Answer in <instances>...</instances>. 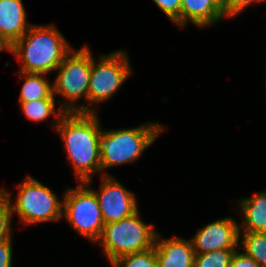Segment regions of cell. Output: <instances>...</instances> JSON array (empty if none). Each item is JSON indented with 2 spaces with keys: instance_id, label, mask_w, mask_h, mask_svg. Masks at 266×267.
Masks as SVG:
<instances>
[{
  "instance_id": "1",
  "label": "cell",
  "mask_w": 266,
  "mask_h": 267,
  "mask_svg": "<svg viewBox=\"0 0 266 267\" xmlns=\"http://www.w3.org/2000/svg\"><path fill=\"white\" fill-rule=\"evenodd\" d=\"M97 112H65L51 123L63 141L69 164L79 183H85L101 172L98 139L101 134Z\"/></svg>"
},
{
  "instance_id": "2",
  "label": "cell",
  "mask_w": 266,
  "mask_h": 267,
  "mask_svg": "<svg viewBox=\"0 0 266 267\" xmlns=\"http://www.w3.org/2000/svg\"><path fill=\"white\" fill-rule=\"evenodd\" d=\"M69 44L55 25L33 24L10 52L20 61V71L47 75L56 71L72 50Z\"/></svg>"
},
{
  "instance_id": "3",
  "label": "cell",
  "mask_w": 266,
  "mask_h": 267,
  "mask_svg": "<svg viewBox=\"0 0 266 267\" xmlns=\"http://www.w3.org/2000/svg\"><path fill=\"white\" fill-rule=\"evenodd\" d=\"M163 131V125L151 122L128 129L102 130L98 139L101 172L136 162Z\"/></svg>"
},
{
  "instance_id": "4",
  "label": "cell",
  "mask_w": 266,
  "mask_h": 267,
  "mask_svg": "<svg viewBox=\"0 0 266 267\" xmlns=\"http://www.w3.org/2000/svg\"><path fill=\"white\" fill-rule=\"evenodd\" d=\"M18 195L12 204L10 192L4 187L0 192L7 198L12 214L17 213L19 221L26 226L40 222L58 221L62 217L63 200L47 186L43 185L33 176H27L23 182L16 186Z\"/></svg>"
},
{
  "instance_id": "5",
  "label": "cell",
  "mask_w": 266,
  "mask_h": 267,
  "mask_svg": "<svg viewBox=\"0 0 266 267\" xmlns=\"http://www.w3.org/2000/svg\"><path fill=\"white\" fill-rule=\"evenodd\" d=\"M154 225L140 219L139 210L117 222L104 224L100 238L96 241L109 262L131 253L142 252L154 247L157 232Z\"/></svg>"
},
{
  "instance_id": "6",
  "label": "cell",
  "mask_w": 266,
  "mask_h": 267,
  "mask_svg": "<svg viewBox=\"0 0 266 267\" xmlns=\"http://www.w3.org/2000/svg\"><path fill=\"white\" fill-rule=\"evenodd\" d=\"M132 74L130 61L126 51H114L101 55L96 62L91 52V73L87 106L82 103L78 112H97L89 106L102 103L111 98Z\"/></svg>"
},
{
  "instance_id": "7",
  "label": "cell",
  "mask_w": 266,
  "mask_h": 267,
  "mask_svg": "<svg viewBox=\"0 0 266 267\" xmlns=\"http://www.w3.org/2000/svg\"><path fill=\"white\" fill-rule=\"evenodd\" d=\"M58 73L54 79L53 95H60L66 99L60 108L65 112H78L74 103L85 98L87 102L89 79L91 73V51L86 45L77 51L71 50L58 66Z\"/></svg>"
},
{
  "instance_id": "8",
  "label": "cell",
  "mask_w": 266,
  "mask_h": 267,
  "mask_svg": "<svg viewBox=\"0 0 266 267\" xmlns=\"http://www.w3.org/2000/svg\"><path fill=\"white\" fill-rule=\"evenodd\" d=\"M92 181L78 183L77 187L67 188L63 194L62 217L77 233L93 244L100 238L104 221L95 193L90 189Z\"/></svg>"
},
{
  "instance_id": "9",
  "label": "cell",
  "mask_w": 266,
  "mask_h": 267,
  "mask_svg": "<svg viewBox=\"0 0 266 267\" xmlns=\"http://www.w3.org/2000/svg\"><path fill=\"white\" fill-rule=\"evenodd\" d=\"M99 191L90 188L96 195L104 224L117 222L139 210L134 193L126 189L107 172L101 174Z\"/></svg>"
},
{
  "instance_id": "10",
  "label": "cell",
  "mask_w": 266,
  "mask_h": 267,
  "mask_svg": "<svg viewBox=\"0 0 266 267\" xmlns=\"http://www.w3.org/2000/svg\"><path fill=\"white\" fill-rule=\"evenodd\" d=\"M239 225L235 219L225 217L215 220L199 229L191 238L195 254H203L219 249H237L239 245Z\"/></svg>"
},
{
  "instance_id": "11",
  "label": "cell",
  "mask_w": 266,
  "mask_h": 267,
  "mask_svg": "<svg viewBox=\"0 0 266 267\" xmlns=\"http://www.w3.org/2000/svg\"><path fill=\"white\" fill-rule=\"evenodd\" d=\"M158 267H193L194 250L191 240L173 237L161 239L157 233L154 243Z\"/></svg>"
},
{
  "instance_id": "12",
  "label": "cell",
  "mask_w": 266,
  "mask_h": 267,
  "mask_svg": "<svg viewBox=\"0 0 266 267\" xmlns=\"http://www.w3.org/2000/svg\"><path fill=\"white\" fill-rule=\"evenodd\" d=\"M32 26L22 0H0V37L11 47Z\"/></svg>"
},
{
  "instance_id": "13",
  "label": "cell",
  "mask_w": 266,
  "mask_h": 267,
  "mask_svg": "<svg viewBox=\"0 0 266 267\" xmlns=\"http://www.w3.org/2000/svg\"><path fill=\"white\" fill-rule=\"evenodd\" d=\"M225 17L213 0H181L180 27L189 21L198 27H209Z\"/></svg>"
},
{
  "instance_id": "14",
  "label": "cell",
  "mask_w": 266,
  "mask_h": 267,
  "mask_svg": "<svg viewBox=\"0 0 266 267\" xmlns=\"http://www.w3.org/2000/svg\"><path fill=\"white\" fill-rule=\"evenodd\" d=\"M237 202L243 216L239 231L266 233V190Z\"/></svg>"
},
{
  "instance_id": "15",
  "label": "cell",
  "mask_w": 266,
  "mask_h": 267,
  "mask_svg": "<svg viewBox=\"0 0 266 267\" xmlns=\"http://www.w3.org/2000/svg\"><path fill=\"white\" fill-rule=\"evenodd\" d=\"M17 74L25 79L19 101L55 98L53 95V85L49 83L46 74L26 73L22 71Z\"/></svg>"
},
{
  "instance_id": "16",
  "label": "cell",
  "mask_w": 266,
  "mask_h": 267,
  "mask_svg": "<svg viewBox=\"0 0 266 267\" xmlns=\"http://www.w3.org/2000/svg\"><path fill=\"white\" fill-rule=\"evenodd\" d=\"M55 99L56 98H45L19 102L24 115L29 120L34 122H43L52 114L56 117L57 120H60L62 115L65 113V111H63L60 107L56 111L55 101H60Z\"/></svg>"
},
{
  "instance_id": "17",
  "label": "cell",
  "mask_w": 266,
  "mask_h": 267,
  "mask_svg": "<svg viewBox=\"0 0 266 267\" xmlns=\"http://www.w3.org/2000/svg\"><path fill=\"white\" fill-rule=\"evenodd\" d=\"M241 235L239 244L243 246L244 253L253 258L260 267H266V233L239 231V237Z\"/></svg>"
},
{
  "instance_id": "18",
  "label": "cell",
  "mask_w": 266,
  "mask_h": 267,
  "mask_svg": "<svg viewBox=\"0 0 266 267\" xmlns=\"http://www.w3.org/2000/svg\"><path fill=\"white\" fill-rule=\"evenodd\" d=\"M112 267H158L156 250H149L126 254L110 262Z\"/></svg>"
},
{
  "instance_id": "19",
  "label": "cell",
  "mask_w": 266,
  "mask_h": 267,
  "mask_svg": "<svg viewBox=\"0 0 266 267\" xmlns=\"http://www.w3.org/2000/svg\"><path fill=\"white\" fill-rule=\"evenodd\" d=\"M237 249H219L203 254H195L193 267H230Z\"/></svg>"
},
{
  "instance_id": "20",
  "label": "cell",
  "mask_w": 266,
  "mask_h": 267,
  "mask_svg": "<svg viewBox=\"0 0 266 267\" xmlns=\"http://www.w3.org/2000/svg\"><path fill=\"white\" fill-rule=\"evenodd\" d=\"M12 215L7 198L0 192V241L12 237Z\"/></svg>"
},
{
  "instance_id": "21",
  "label": "cell",
  "mask_w": 266,
  "mask_h": 267,
  "mask_svg": "<svg viewBox=\"0 0 266 267\" xmlns=\"http://www.w3.org/2000/svg\"><path fill=\"white\" fill-rule=\"evenodd\" d=\"M172 22L180 27L181 0H153Z\"/></svg>"
},
{
  "instance_id": "22",
  "label": "cell",
  "mask_w": 266,
  "mask_h": 267,
  "mask_svg": "<svg viewBox=\"0 0 266 267\" xmlns=\"http://www.w3.org/2000/svg\"><path fill=\"white\" fill-rule=\"evenodd\" d=\"M12 237L0 241V267H12Z\"/></svg>"
},
{
  "instance_id": "23",
  "label": "cell",
  "mask_w": 266,
  "mask_h": 267,
  "mask_svg": "<svg viewBox=\"0 0 266 267\" xmlns=\"http://www.w3.org/2000/svg\"><path fill=\"white\" fill-rule=\"evenodd\" d=\"M255 2H265V0H231V5L223 13L225 17L239 15L243 9L248 8Z\"/></svg>"
},
{
  "instance_id": "24",
  "label": "cell",
  "mask_w": 266,
  "mask_h": 267,
  "mask_svg": "<svg viewBox=\"0 0 266 267\" xmlns=\"http://www.w3.org/2000/svg\"><path fill=\"white\" fill-rule=\"evenodd\" d=\"M230 267H260V265L253 258L237 249L232 257Z\"/></svg>"
},
{
  "instance_id": "25",
  "label": "cell",
  "mask_w": 266,
  "mask_h": 267,
  "mask_svg": "<svg viewBox=\"0 0 266 267\" xmlns=\"http://www.w3.org/2000/svg\"><path fill=\"white\" fill-rule=\"evenodd\" d=\"M213 2L222 12L231 5V0H213Z\"/></svg>"
},
{
  "instance_id": "26",
  "label": "cell",
  "mask_w": 266,
  "mask_h": 267,
  "mask_svg": "<svg viewBox=\"0 0 266 267\" xmlns=\"http://www.w3.org/2000/svg\"><path fill=\"white\" fill-rule=\"evenodd\" d=\"M10 51V47L3 41V39L0 37V51Z\"/></svg>"
}]
</instances>
